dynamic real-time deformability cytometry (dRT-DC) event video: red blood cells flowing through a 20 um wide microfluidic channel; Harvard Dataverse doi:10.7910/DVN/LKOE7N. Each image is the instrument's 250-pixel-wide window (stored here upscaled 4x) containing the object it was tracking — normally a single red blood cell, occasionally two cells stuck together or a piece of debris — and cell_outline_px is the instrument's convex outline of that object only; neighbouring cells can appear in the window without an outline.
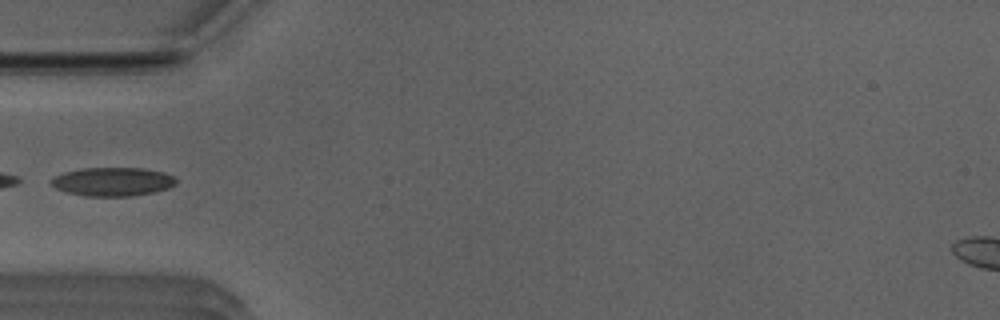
{"species": "Egyptian fruit bat (a non-hibernating species)", "species_latin": "Rousettus aegyptiacus", "temperature_condition": "room temperature", "stored_images_in_passage": 32, "camera_frame_rate_fps": 3000, "um_per_image_px": 0.085, "animal": {"sex": "male"}, "frame": {"image": 1, "passage_image": 1, "time_ms": 0.0, "image_size_px": [1000, 320], "cell_outline_px": [[176, 184], [168, 188], [156, 192], [132, 196], [84, 196], [68, 192], [56, 188], [48, 180], [64, 172], [84, 168], [144, 168], [164, 172], [172, 176], [176, 180]], "centroid_in_image_um": [9.59, 15.44], "position_along_channel_um": 75.4, "area_um2": 20.87}}
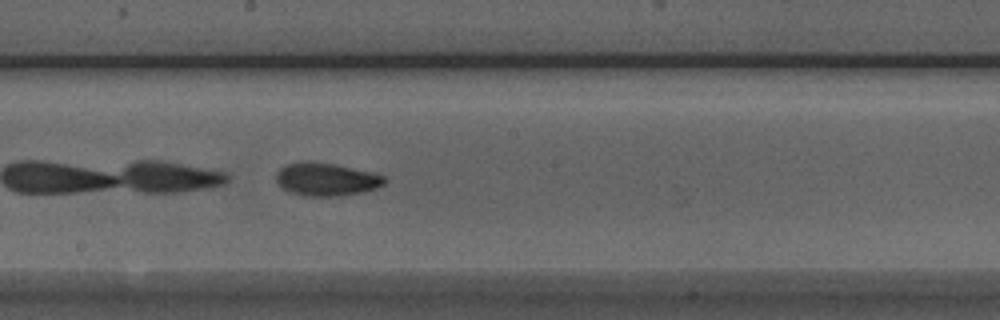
{"frame": {"image": 2, "passage_image": 12, "time_ms": 3.667, "image_size_px": [1000, 320], "cell_outline_px": [[388, 180], [384, 184], [376, 188], [360, 192], [340, 196], [304, 196], [288, 192], [276, 180], [276, 172], [280, 168], [288, 164], [312, 160], [372, 172], [384, 176]], "centroid_in_image_um": [27.73, 15.24], "position_along_channel_um": 220.5, "area_um2": 20.75}}
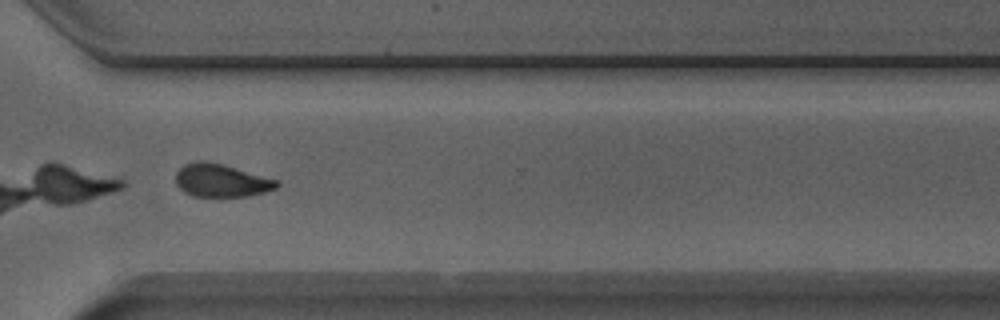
{"frame": {"image": 3, "passage_image": 22, "time_ms": 7.0, "image_size_px": [1000, 320], "cell_outline_px": [[280, 184], [276, 188], [264, 192], [248, 196], [192, 196], [184, 192], [176, 184], [176, 172], [184, 164], [196, 160], [204, 160], [224, 164], [280, 180]], "centroid_in_image_um": [18.81, 15.32], "position_along_channel_um": 351.8, "area_um2": 19.65}}